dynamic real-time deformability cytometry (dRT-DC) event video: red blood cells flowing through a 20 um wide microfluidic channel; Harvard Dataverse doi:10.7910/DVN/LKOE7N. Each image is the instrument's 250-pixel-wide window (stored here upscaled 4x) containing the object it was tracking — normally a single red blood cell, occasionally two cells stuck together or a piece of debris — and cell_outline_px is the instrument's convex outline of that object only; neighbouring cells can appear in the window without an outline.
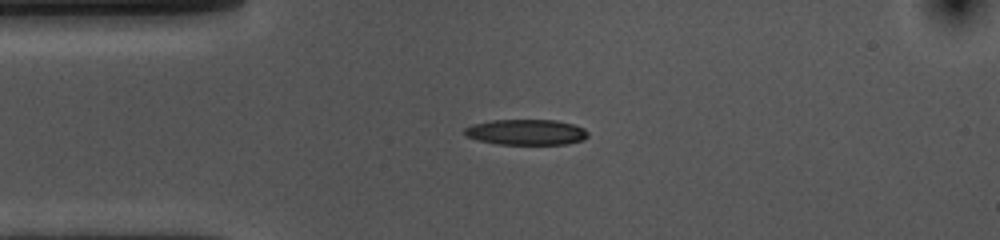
{"species": "common noctule bat (a hibernating species)", "species_latin": "Nyctalus noctula", "temperature_condition": "cold", "stored_images_in_passage": 43, "camera_frame_rate_fps": 3000, "um_per_image_px": 0.085, "animal": {"sex": "female", "body_mass_g": 10.0, "forearm_length_mm": 53.1}, "frame": {"image": 1, "passage_image": 1, "time_ms": 0.0, "image_size_px": [1000, 240], "cell_outline_px": [[588, 136], [584, 140], [568, 144], [496, 144], [464, 136], [464, 128], [472, 124], [492, 120], [556, 120], [572, 124], [584, 128], [588, 132]], "centroid_in_image_um": [44.73, 11.23], "position_along_channel_um": 40.3, "area_um2": 18.5}}
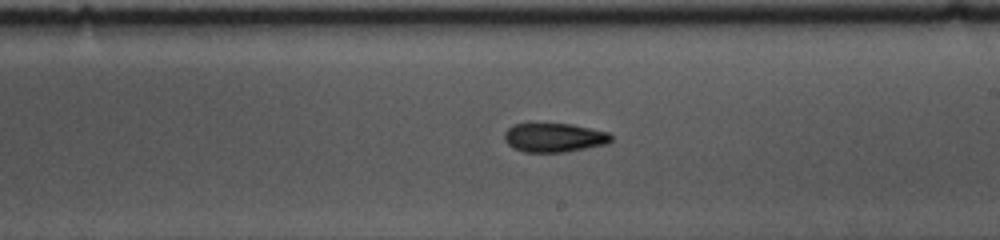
{"frame": {"image": 2, "passage_image": 19, "time_ms": 6.0, "image_size_px": [1000, 240], "cell_outline_px": [[612, 140], [608, 144], [564, 152], [524, 152], [512, 148], [504, 140], [504, 132], [512, 124], [528, 120], [572, 124], [608, 132], [612, 136]], "centroid_in_image_um": [47.03, 11.64], "position_along_channel_um": 242.0, "area_um2": 18.96}}
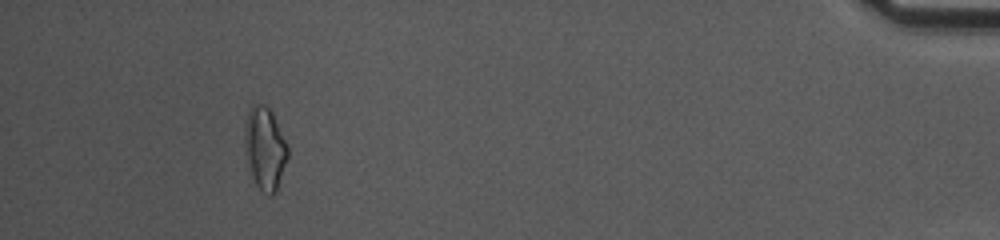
{"frame": {"image": 3, "passage_image": 39, "time_ms": 12.667, "image_size_px": [1000, 240], "cell_outline_px": [[288, 156], [276, 192], [272, 196], [268, 196], [256, 184], [252, 176], [244, 144], [244, 124], [248, 112], [252, 104], [264, 104], [272, 112], [288, 144]], "centroid_in_image_um": [22.52, 12.59], "position_along_channel_um": 412.7, "area_um2": 20.69}, "authors_computed_cell_mechanics": {"area_um2": 18.496, "velocity_mm_per_s": 3.62, "shape_relaxation_time_tau1_ms": 5.1964, "shape_relaxation_time_tau2_ms": 7.73, "deformation_change_tau1": 0.1568, "deformation_change_tau2": 0.1534}}